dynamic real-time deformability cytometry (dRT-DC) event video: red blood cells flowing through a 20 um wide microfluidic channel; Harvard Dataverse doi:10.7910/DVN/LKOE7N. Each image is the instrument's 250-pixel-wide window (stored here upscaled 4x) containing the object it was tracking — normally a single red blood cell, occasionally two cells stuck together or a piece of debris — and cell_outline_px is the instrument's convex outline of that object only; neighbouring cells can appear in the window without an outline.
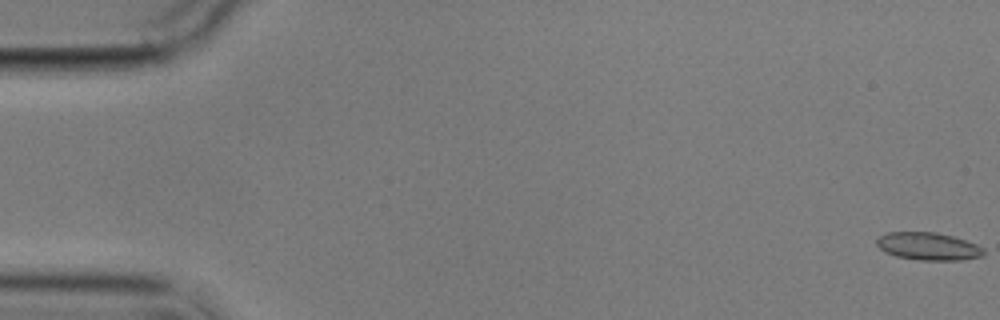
{"species": "common noctule bat (a hibernating species)", "species_latin": "Nyctalus noctula", "temperature_condition": "cold", "stored_images_in_passage": 5, "camera_frame_rate_fps": 3000, "um_per_image_px": 0.085, "animal": {"sex": "male", "body_mass_g": 17.9}, "frame": {"image": 1, "passage_image": 1, "time_ms": 0.0, "image_size_px": [1000, 320], "cell_outline_px": [[984, 256], [964, 260], [920, 260], [896, 256], [884, 252], [876, 244], [876, 240], [880, 236], [888, 232], [936, 232], [952, 236], [976, 244], [984, 248]], "centroid_in_image_um": [78.91, 20.94], "position_along_channel_um": 6.1, "area_um2": 17.28}}
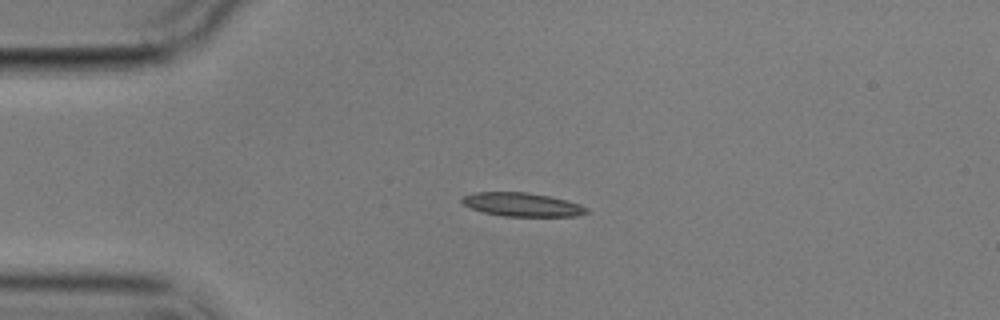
{"frame": {"image": 2, "passage_image": 5, "time_ms": 4.333, "image_size_px": [1000, 320], "cell_outline_px": [[588, 212], [576, 216], [504, 216], [484, 212], [472, 208], [464, 204], [460, 200], [464, 196], [476, 192], [528, 192], [568, 200], [580, 204], [588, 208]], "centroid_in_image_um": [44.41, 17.38], "position_along_channel_um": 40.6, "area_um2": 17.05}}